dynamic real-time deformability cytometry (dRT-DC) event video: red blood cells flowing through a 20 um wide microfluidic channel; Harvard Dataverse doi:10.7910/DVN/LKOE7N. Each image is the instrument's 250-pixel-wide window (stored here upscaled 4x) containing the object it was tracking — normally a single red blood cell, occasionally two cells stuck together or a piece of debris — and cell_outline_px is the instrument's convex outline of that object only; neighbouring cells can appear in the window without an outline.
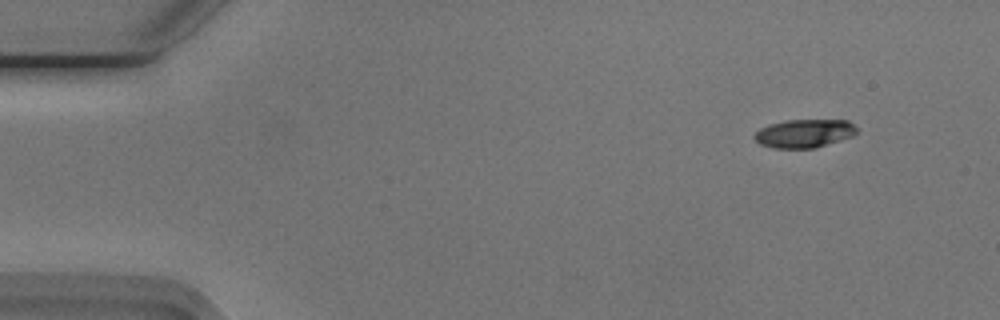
{"species": "Egyptian fruit bat (a non-hibernating species)", "species_latin": "Rousettus aegyptiacus", "temperature_condition": "cold", "stored_images_in_passage": 50, "camera_frame_rate_fps": 3000, "um_per_image_px": 0.085, "animal": {"sex": "male"}, "frame": {"image": 1, "passage_image": 1, "time_ms": 0.0, "image_size_px": [1000, 320], "cell_outline_px": [[856, 132], [852, 136], [816, 148], [772, 148], [760, 144], [752, 136], [760, 128], [768, 124], [788, 120], [848, 120], [856, 128]], "centroid_in_image_um": [68.33, 11.34], "position_along_channel_um": 16.7, "area_um2": 16.88}}
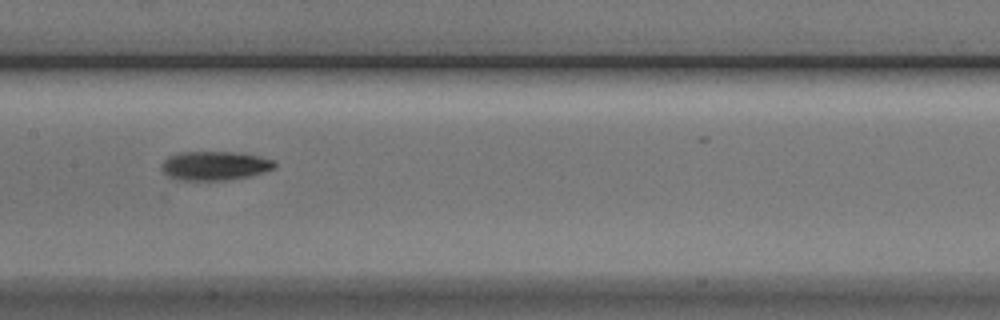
{"frame": {"image": 2, "passage_image": 23, "time_ms": 7.333, "image_size_px": [1000, 320], "cell_outline_px": [[276, 168], [252, 176], [228, 180], [176, 180], [168, 176], [160, 168], [160, 164], [168, 156], [180, 152], [236, 152], [260, 156], [272, 160], [276, 164]], "centroid_in_image_um": [18.24, 14.09], "position_along_channel_um": 189.2, "area_um2": 19.36}}
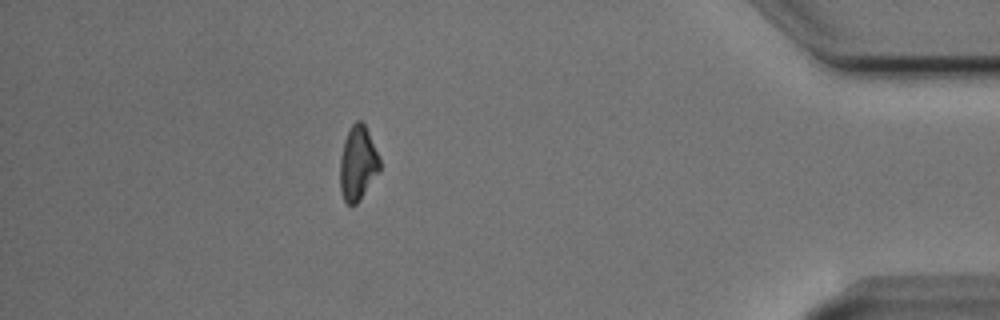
{"frame": {"image": 3, "passage_image": 44, "time_ms": 14.333, "image_size_px": [1000, 320], "cell_outline_px": [[380, 168], [356, 204], [352, 208], [344, 200], [340, 188], [340, 156], [344, 140], [352, 124], [356, 120], [360, 120], [364, 124], [368, 132], [380, 160]], "centroid_in_image_um": [30.38, 13.88], "position_along_channel_um": 404.8, "area_um2": 16.82}, "authors_computed_cell_mechanics": {"area_um2": 18.0625, "velocity_mm_per_s": 3.771, "shape_relaxation_time_tau1_ms": 3.1282, "shape_relaxation_time_tau2_ms": null, "deformation_change_tau1": 0.1195, "deformation_change_tau2": null}}